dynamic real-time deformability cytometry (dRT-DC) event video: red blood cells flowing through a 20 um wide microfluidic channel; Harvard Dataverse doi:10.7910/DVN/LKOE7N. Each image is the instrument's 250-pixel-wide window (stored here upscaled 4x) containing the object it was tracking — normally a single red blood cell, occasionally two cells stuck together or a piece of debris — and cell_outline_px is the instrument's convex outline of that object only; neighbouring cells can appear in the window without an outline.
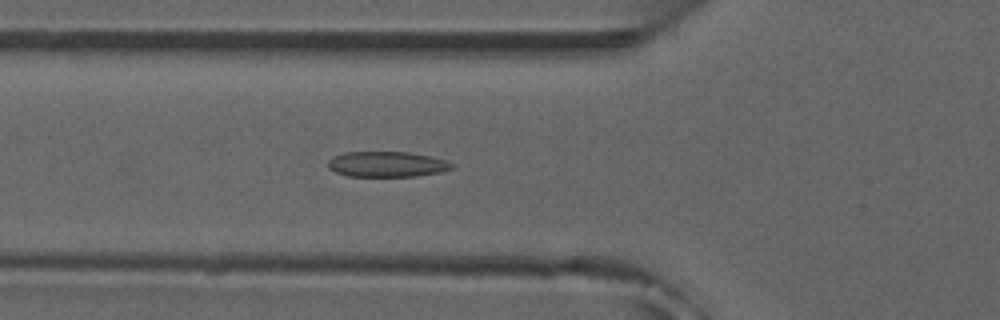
{"species": "common noctule bat (a hibernating species)", "species_latin": "Nyctalus noctula", "temperature_condition": "room temperature", "stored_images_in_passage": 39, "camera_frame_rate_fps": 3000, "um_per_image_px": 0.085, "animal": {"sex": "male", "forearm_length_mm": 52.5}, "frame": {"image": 1, "passage_image": 6, "time_ms": 1.667, "image_size_px": [1000, 320], "cell_outline_px": [[456, 164], [452, 168], [440, 172], [416, 176], [348, 176], [336, 172], [328, 168], [328, 160], [332, 156], [344, 152], [408, 152], [432, 156]], "centroid_in_image_um": [32.88, 13.95], "position_along_channel_um": 92.9, "area_um2": 18.44}, "authors_computed_cell_mechanics": {"area_um2": 17.7446, "velocity_mm_per_s": 3.9407, "shape_relaxation_time_tau1_ms": null, "shape_relaxation_time_tau2_ms": 3.2891, "deformation_change_tau1": null, "deformation_change_tau2": 0.0971}}